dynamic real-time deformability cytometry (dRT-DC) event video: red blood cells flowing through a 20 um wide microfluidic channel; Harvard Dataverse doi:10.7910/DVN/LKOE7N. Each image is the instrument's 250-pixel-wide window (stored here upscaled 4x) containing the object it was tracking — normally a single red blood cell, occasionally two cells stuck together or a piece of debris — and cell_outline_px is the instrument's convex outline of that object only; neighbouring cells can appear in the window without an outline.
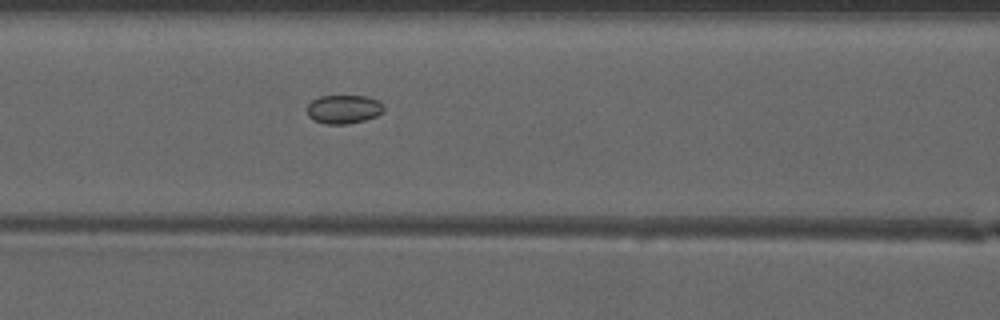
{"species": "common noctule bat (a hibernating species)", "species_latin": "Nyctalus noctula", "temperature_condition": "warm", "stored_images_in_passage": 41, "camera_frame_rate_fps": 3000, "um_per_image_px": 0.085, "animal": {"sex": "male", "forearm_length_mm": 52.5}, "frame": {"image": 1, "passage_image": 13, "time_ms": 4.0, "image_size_px": [1000, 320], "cell_outline_px": [[384, 112], [376, 116], [364, 120], [348, 124], [324, 124], [312, 120], [308, 116], [308, 104], [312, 100], [320, 96], [368, 96], [384, 104]], "centroid_in_image_um": [29.22, 9.29], "position_along_channel_um": 137.4, "area_um2": 12.95}}
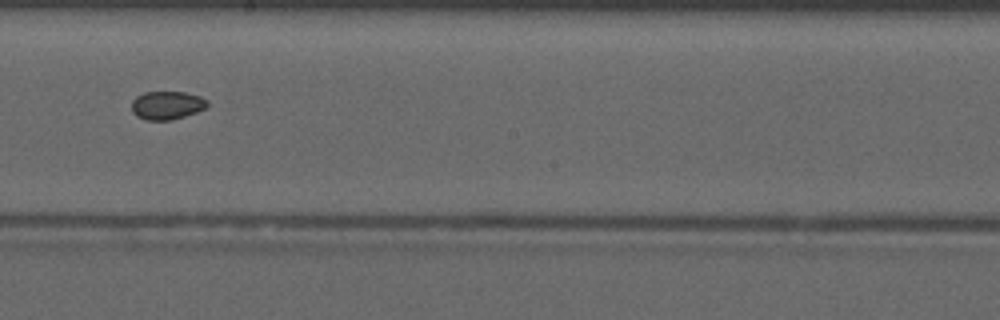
{"frame": {"image": 2, "passage_image": 20, "time_ms": 6.333, "image_size_px": [1000, 320], "cell_outline_px": [[208, 108], [172, 120], [144, 120], [136, 116], [132, 112], [132, 100], [136, 96], [144, 92], [184, 92], [200, 96], [208, 100]], "centroid_in_image_um": [14.19, 8.95], "position_along_channel_um": 234.0, "area_um2": 12.66}}
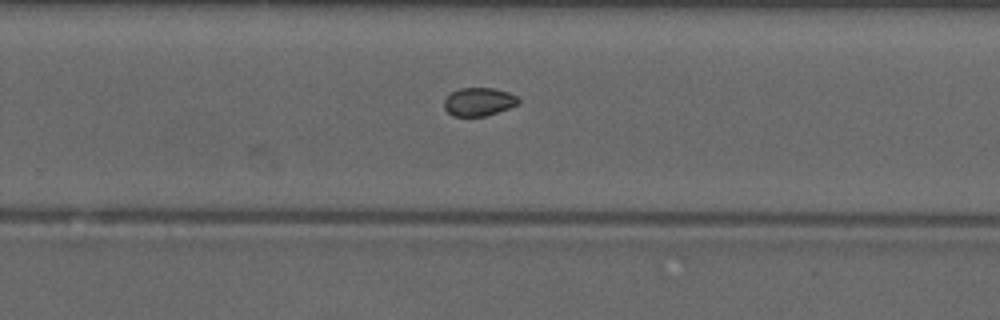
{"frame": {"image": 3, "passage_image": 24, "time_ms": 7.667, "image_size_px": [1000, 320], "cell_outline_px": [[520, 100], [516, 104], [508, 108], [484, 116], [452, 116], [444, 108], [444, 100], [452, 92], [460, 88], [496, 88], [508, 92], [516, 96]], "centroid_in_image_um": [40.67, 8.64], "position_along_channel_um": 289.1, "area_um2": 12.08}, "authors_computed_cell_mechanics": {"area_um2": 13.1784, "velocity_mm_per_s": 4.1492, "shape_relaxation_time_tau1_ms": null, "shape_relaxation_time_tau2_ms": 2.8721, "deformation_change_tau1": null, "deformation_change_tau2": 0.0409}}